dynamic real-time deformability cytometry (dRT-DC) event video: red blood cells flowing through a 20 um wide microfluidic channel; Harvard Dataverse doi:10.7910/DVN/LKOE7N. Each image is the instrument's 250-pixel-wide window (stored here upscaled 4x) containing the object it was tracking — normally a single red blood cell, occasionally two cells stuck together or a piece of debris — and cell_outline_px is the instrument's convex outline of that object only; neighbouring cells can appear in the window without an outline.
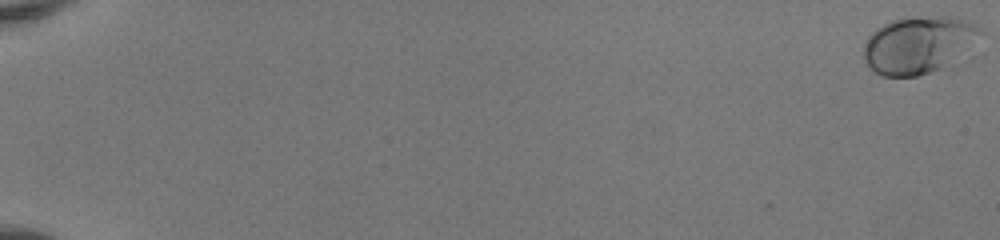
{"species": "human", "species_latin": "Homo sapiens", "temperature_condition": "room temperature", "stored_images_in_passage": 9, "camera_frame_rate_fps": 3000, "um_per_image_px": 0.085, "donor": {"sex": "female"}, "frame": {"image": 1, "passage_image": 1, "time_ms": 0.0, "image_size_px": [1000, 240], "cell_outline_px": [[984, 32], [956, 64], [944, 68], [916, 76], [884, 76], [868, 68], [864, 60], [864, 48], [868, 36], [876, 28], [892, 20], [944, 16], [948, 16], [972, 24], [980, 28]], "centroid_in_image_um": [78.09, 3.85], "position_along_channel_um": 6.9, "area_um2": 38.84}}